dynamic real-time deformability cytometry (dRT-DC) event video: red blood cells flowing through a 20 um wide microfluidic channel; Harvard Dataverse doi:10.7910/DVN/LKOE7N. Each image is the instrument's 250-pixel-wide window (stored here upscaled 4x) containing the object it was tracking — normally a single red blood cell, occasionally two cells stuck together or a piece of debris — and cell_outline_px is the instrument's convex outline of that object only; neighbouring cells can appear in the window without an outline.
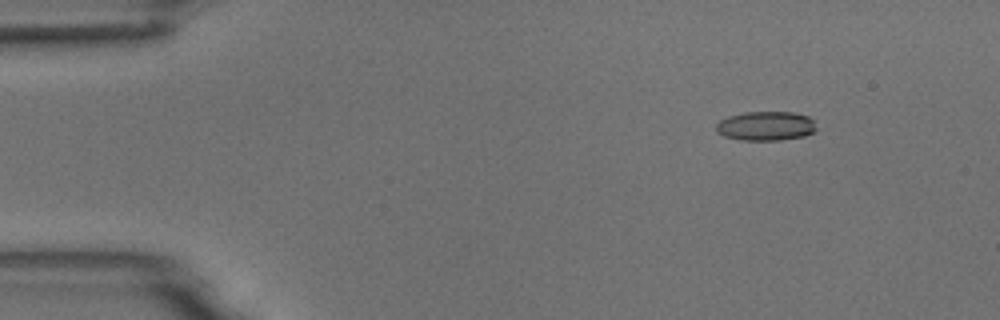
{"species": "common noctule bat (a hibernating species)", "species_latin": "Nyctalus noctula", "temperature_condition": "room temperature", "stored_images_in_passage": 6, "camera_frame_rate_fps": 3000, "um_per_image_px": 0.085, "animal": {"sex": "male", "body_mass_g": 18.8}, "frame": {"image": 1, "passage_image": 2, "time_ms": 1.333, "image_size_px": [1000, 320], "cell_outline_px": [[816, 128], [812, 132], [804, 136], [780, 140], [740, 140], [724, 136], [716, 132], [716, 124], [720, 120], [728, 116], [744, 112], [792, 112], [808, 116], [812, 120]], "centroid_in_image_um": [65.05, 10.71], "position_along_channel_um": 19.9, "area_um2": 17.05}}
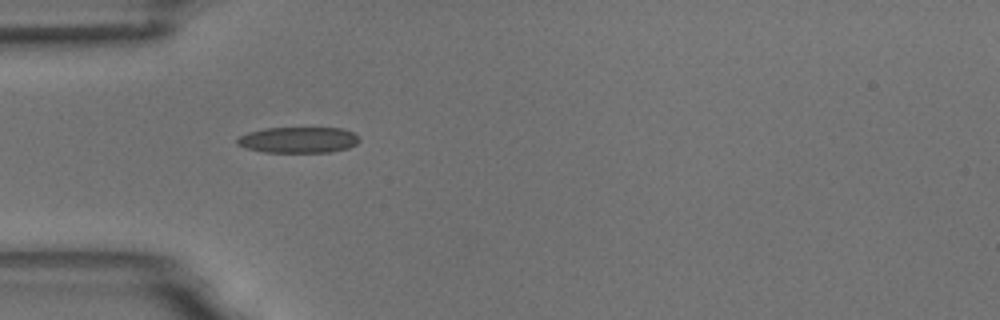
{"frame": {"image": 2, "passage_image": 5, "time_ms": 4.667, "image_size_px": [1000, 320], "cell_outline_px": [[360, 140], [356, 144], [348, 148], [328, 152], [264, 152], [244, 148], [236, 144], [236, 140], [240, 136], [248, 132], [268, 128], [344, 128], [360, 136]], "centroid_in_image_um": [25.37, 11.89], "position_along_channel_um": 59.6, "area_um2": 18.55}}